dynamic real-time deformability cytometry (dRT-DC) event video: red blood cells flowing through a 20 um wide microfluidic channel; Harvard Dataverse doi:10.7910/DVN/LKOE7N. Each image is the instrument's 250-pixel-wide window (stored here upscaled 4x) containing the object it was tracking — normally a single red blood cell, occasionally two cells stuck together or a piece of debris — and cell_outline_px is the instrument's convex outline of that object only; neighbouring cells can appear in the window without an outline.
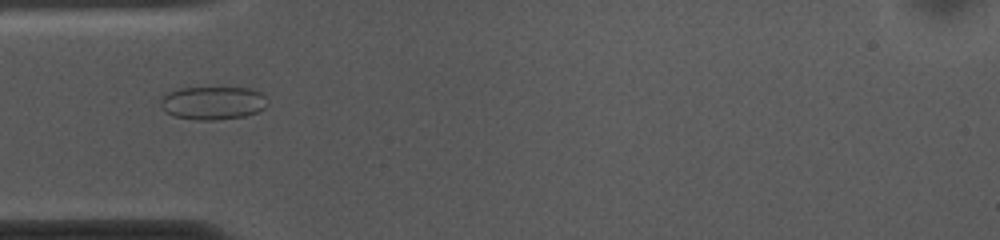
{"species": "common noctule bat (a hibernating species)", "species_latin": "Nyctalus noctula", "temperature_condition": "cold", "stored_images_in_passage": 53, "camera_frame_rate_fps": 3000, "um_per_image_px": 0.085, "animal": {"sex": "female", "body_mass_g": 10.0, "forearm_length_mm": 53.1}, "frame": {"image": 1, "passage_image": 15, "time_ms": 4.667, "image_size_px": [1000, 240], "cell_outline_px": [[268, 104], [264, 108], [256, 112], [244, 116], [216, 120], [196, 120], [176, 116], [160, 108], [160, 100], [168, 92], [180, 88], [248, 88], [260, 92], [264, 96]], "centroid_in_image_um": [18.08, 8.75], "position_along_channel_um": 66.9, "area_um2": 20.52}}
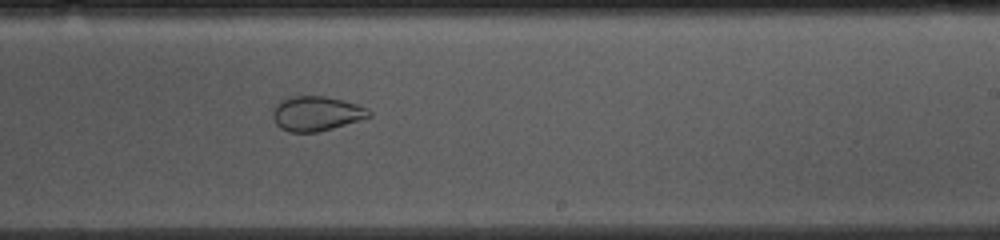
{"frame": {"image": 2, "passage_image": 31, "time_ms": 10.0, "image_size_px": [1000, 240], "cell_outline_px": [[372, 116], [360, 120], [332, 128], [316, 132], [288, 132], [280, 128], [276, 124], [272, 116], [272, 108], [276, 104], [288, 96], [324, 96], [356, 104], [368, 108], [372, 112]], "centroid_in_image_um": [26.86, 9.65], "position_along_channel_um": 262.1, "area_um2": 19.48}}
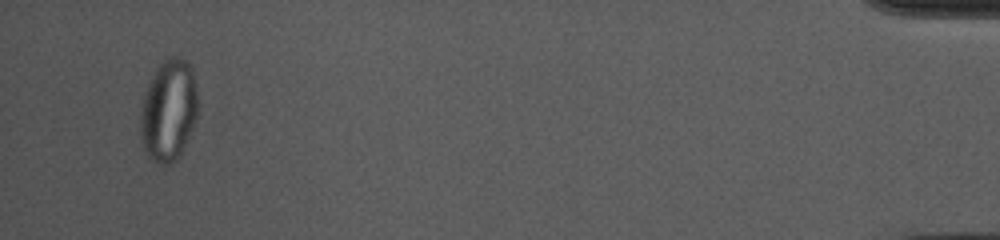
{"frame": {"image": 3, "passage_image": 51, "time_ms": 16.667, "image_size_px": [1000, 240], "cell_outline_px": [[196, 116], [192, 128], [180, 156], [168, 164], [156, 164], [144, 152], [140, 140], [140, 108], [144, 92], [156, 68], [168, 56], [180, 56], [192, 68], [196, 88]], "centroid_in_image_um": [14.29, 9.4], "position_along_channel_um": 420.9, "area_um2": 34.16}}